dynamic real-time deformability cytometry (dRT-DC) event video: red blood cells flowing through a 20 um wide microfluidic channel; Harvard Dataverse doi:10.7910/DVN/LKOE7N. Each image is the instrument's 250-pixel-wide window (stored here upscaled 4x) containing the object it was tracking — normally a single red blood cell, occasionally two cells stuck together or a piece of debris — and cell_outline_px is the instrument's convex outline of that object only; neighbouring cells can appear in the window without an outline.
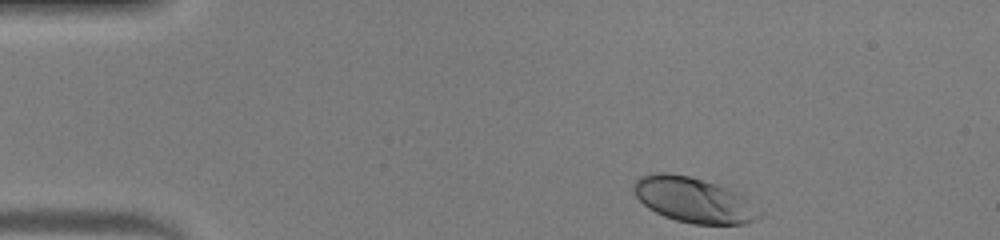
{"species": "human", "species_latin": "Homo sapiens", "temperature_condition": "warm", "stored_images_in_passage": 42, "camera_frame_rate_fps": 3000, "um_per_image_px": 0.085, "donor": {"sex": "male"}, "frame": {"image": 1, "passage_image": 1, "time_ms": 0.0, "image_size_px": [1000, 240], "cell_outline_px": [[764, 216], [756, 220], [744, 224], [692, 224], [676, 220], [664, 216], [648, 208], [636, 196], [632, 188], [636, 180], [640, 176], [656, 172], [664, 172], [688, 176], [716, 184], [740, 192], [764, 212]], "centroid_in_image_um": [59.03, 17.01], "position_along_channel_um": 26.0, "area_um2": 33.41}}
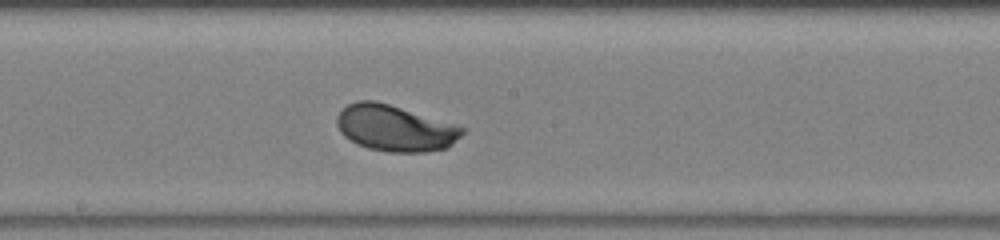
{"frame": {"image": 2, "passage_image": 20, "time_ms": 6.333, "image_size_px": [1000, 240], "cell_outline_px": [[464, 132], [448, 148], [424, 152], [388, 152], [368, 148], [356, 144], [344, 136], [340, 132], [336, 124], [336, 116], [348, 104], [356, 100], [376, 100], [452, 124], [464, 128]], "centroid_in_image_um": [33.52, 10.9], "position_along_channel_um": 214.7, "area_um2": 33.47}}
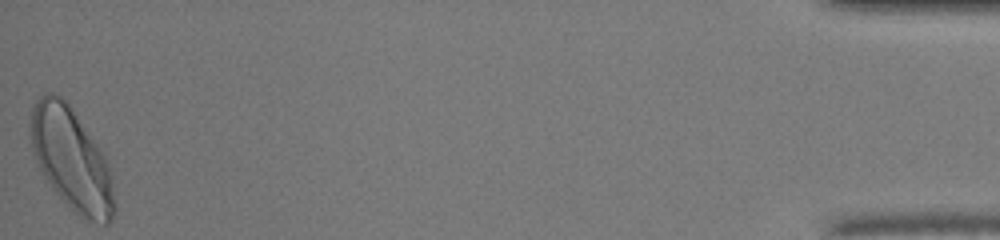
{"frame": {"image": 3, "passage_image": 42, "time_ms": 13.667, "image_size_px": [1000, 240], "cell_outline_px": [[116, 212], [108, 224], [88, 224], [52, 188], [36, 164], [32, 152], [28, 132], [28, 124], [32, 104], [44, 92], [52, 92], [60, 96], [68, 104], [104, 152], [112, 176], [116, 204]], "centroid_in_image_um": [6.06, 13.55], "position_along_channel_um": 429.1, "area_um2": 50.98}, "authors_computed_cell_mechanics": {"area_um2": 33.524, "velocity_mm_per_s": 4.2193, "shape_relaxation_time_tau1_ms": 1.9044, "shape_relaxation_time_tau2_ms": null, "deformation_change_tau1": 0.1508, "deformation_change_tau2": null}}